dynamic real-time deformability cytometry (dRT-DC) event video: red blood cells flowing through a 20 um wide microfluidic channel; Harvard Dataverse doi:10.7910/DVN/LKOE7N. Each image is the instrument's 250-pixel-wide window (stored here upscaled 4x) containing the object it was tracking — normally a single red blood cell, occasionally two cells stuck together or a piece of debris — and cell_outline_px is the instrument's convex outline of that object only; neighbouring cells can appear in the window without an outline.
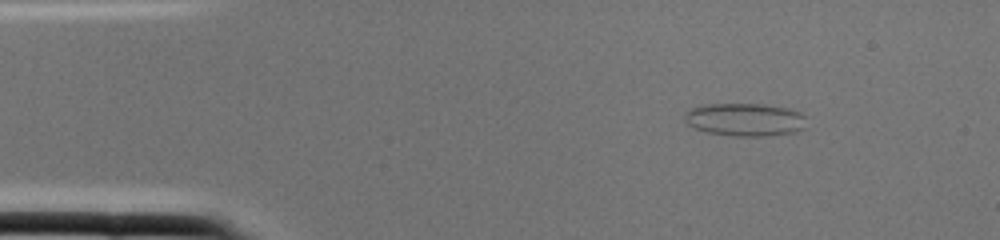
{"species": "common noctule bat (a hibernating species)", "species_latin": "Nyctalus noctula", "temperature_condition": "cold", "stored_images_in_passage": 1, "camera_frame_rate_fps": 3000, "um_per_image_px": 0.085, "animal": {"sex": "female", "body_mass_g": 22.0, "forearm_length_mm": 56.7}, "frame": {"image": 1, "passage_image": 1, "time_ms": 0.0, "image_size_px": [1000, 240], "cell_outline_px": [[804, 128], [796, 132], [768, 136], [732, 136], [704, 132], [688, 124], [684, 120], [684, 112], [688, 108], [704, 104], [764, 104], [788, 108], [800, 112], [804, 116]], "centroid_in_image_um": [63.28, 10.16], "position_along_channel_um": 21.7, "area_um2": 23.7}}